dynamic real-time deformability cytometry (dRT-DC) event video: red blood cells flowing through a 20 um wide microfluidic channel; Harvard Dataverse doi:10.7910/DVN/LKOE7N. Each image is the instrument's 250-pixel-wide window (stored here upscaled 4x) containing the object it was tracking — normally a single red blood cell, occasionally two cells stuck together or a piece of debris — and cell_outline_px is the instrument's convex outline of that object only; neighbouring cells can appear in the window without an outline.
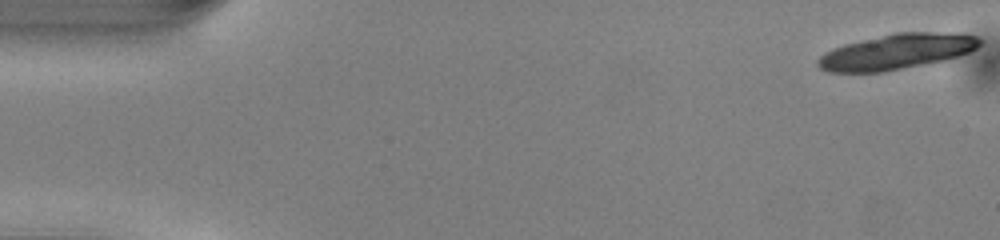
{"species": "common noctule bat (a hibernating species)", "species_latin": "Nyctalus noctula", "temperature_condition": "warm", "stored_images_in_passage": 16, "camera_frame_rate_fps": 3000, "um_per_image_px": 0.085, "animal": {"sex": "male", "body_mass_g": 13.0, "forearm_length_mm": 53.1}, "frame": {"image": 1, "passage_image": 1, "time_ms": 0.0, "image_size_px": [1000, 240], "cell_outline_px": [[980, 44], [976, 48], [968, 52], [944, 60], [884, 72], [828, 72], [820, 68], [816, 64], [816, 60], [824, 52], [832, 48], [844, 44], [896, 32], [944, 32], [980, 36]], "centroid_in_image_um": [76.17, 4.39], "position_along_channel_um": 8.8, "area_um2": 33.29}}